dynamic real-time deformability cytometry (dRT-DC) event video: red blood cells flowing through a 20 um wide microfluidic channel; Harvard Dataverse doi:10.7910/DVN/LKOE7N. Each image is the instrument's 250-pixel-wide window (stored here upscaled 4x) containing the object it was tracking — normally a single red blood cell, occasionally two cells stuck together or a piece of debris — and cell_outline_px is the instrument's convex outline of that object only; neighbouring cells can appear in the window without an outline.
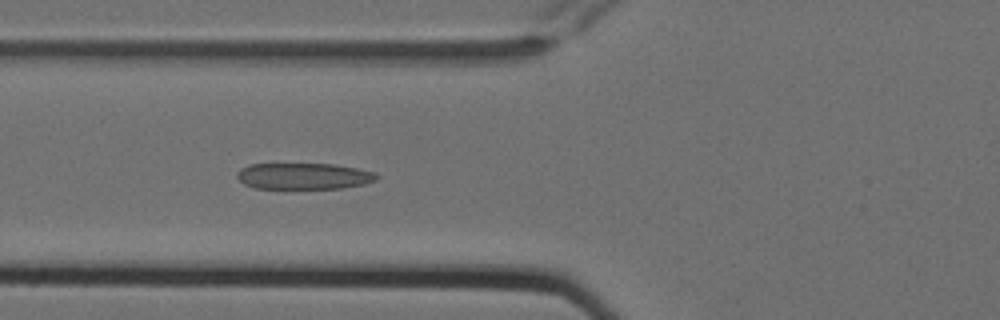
{"species": "Egyptian fruit bat (a non-hibernating species)", "species_latin": "Rousettus aegyptiacus", "temperature_condition": "cold", "stored_images_in_passage": 3, "camera_frame_rate_fps": 3000, "um_per_image_px": 0.085, "animal": {"sex": "female"}, "frame": {"image": 1, "passage_image": 3, "time_ms": 0.667, "image_size_px": [1000, 320], "cell_outline_px": [[380, 176], [376, 180], [364, 184], [340, 188], [256, 188], [244, 184], [236, 176], [236, 172], [240, 168], [248, 164], [332, 164], [356, 168], [376, 172]], "centroid_in_image_um": [25.81, 14.96], "position_along_channel_um": 100.0, "area_um2": 21.39}}